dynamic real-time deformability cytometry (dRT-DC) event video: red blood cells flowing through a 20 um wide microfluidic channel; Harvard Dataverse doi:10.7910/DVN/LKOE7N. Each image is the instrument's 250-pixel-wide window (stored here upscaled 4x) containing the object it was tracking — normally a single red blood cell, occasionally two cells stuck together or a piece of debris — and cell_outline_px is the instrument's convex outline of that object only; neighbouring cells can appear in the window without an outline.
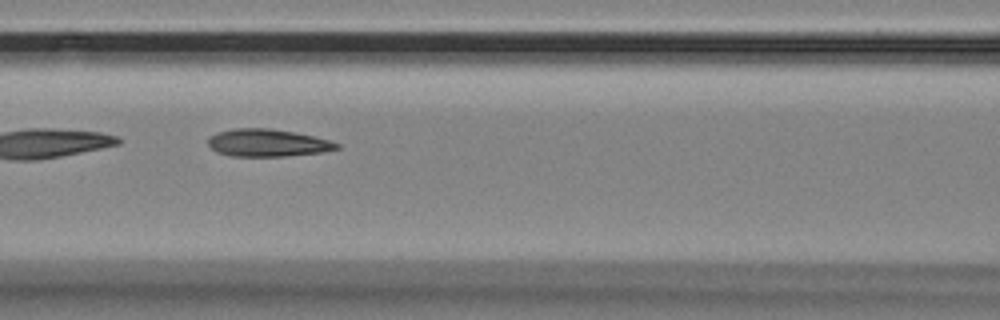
{"species": "Egyptian fruit bat (a non-hibernating species)", "species_latin": "Rousettus aegyptiacus", "temperature_condition": "room temperature", "stored_images_in_passage": 16, "camera_frame_rate_fps": 3000, "um_per_image_px": 0.085, "animal": {"sex": "female"}, "frame": {"image": 1, "passage_image": 7, "time_ms": 2.0, "image_size_px": [1000, 320], "cell_outline_px": [[340, 148], [324, 152], [284, 156], [232, 156], [216, 152], [208, 144], [208, 136], [216, 132], [232, 128], [268, 128], [292, 132], [312, 136], [328, 140], [340, 144]], "centroid_in_image_um": [22.7, 12.14], "position_along_channel_um": 143.9, "area_um2": 20.58}}
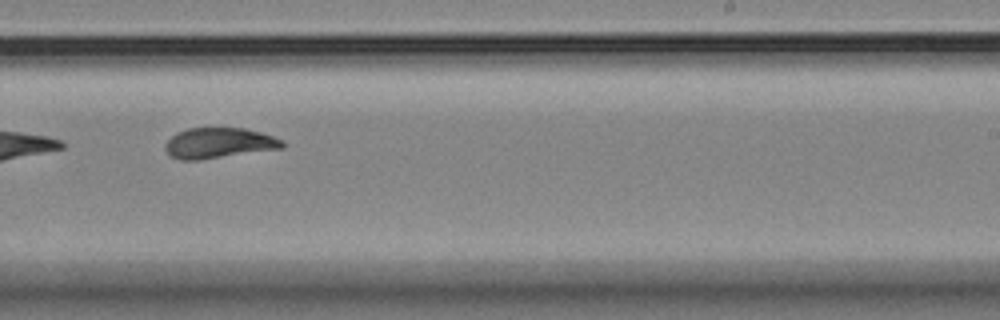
{"frame": {"image": 2, "passage_image": 10, "time_ms": 3.0, "image_size_px": [1000, 320], "cell_outline_px": [[284, 148], [200, 160], [180, 160], [172, 156], [164, 148], [164, 144], [176, 132], [188, 128], [244, 128], [260, 132], [284, 140]], "centroid_in_image_um": [18.61, 12.16], "position_along_channel_um": 270.4, "area_um2": 20.87}}
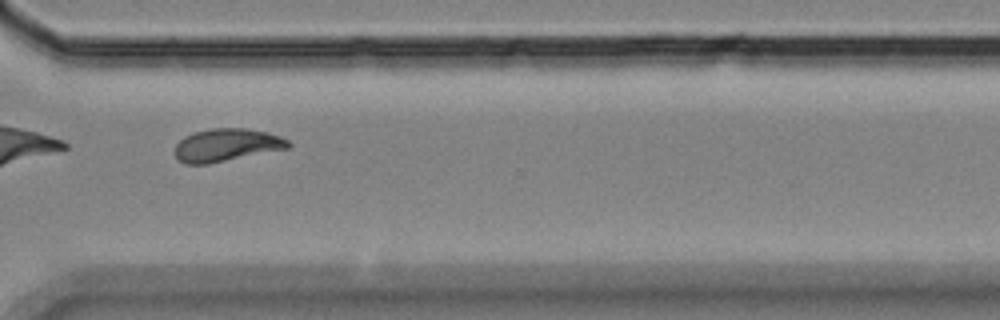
{"frame": {"image": 3, "passage_image": 12, "time_ms": 3.667, "image_size_px": [1000, 320], "cell_outline_px": [[292, 144], [288, 148], [208, 164], [184, 164], [176, 156], [176, 144], [184, 136], [196, 132], [212, 128], [244, 128], [268, 132], [280, 136], [288, 140]], "centroid_in_image_um": [19.27, 12.32], "position_along_channel_um": 351.3, "area_um2": 21.5}}